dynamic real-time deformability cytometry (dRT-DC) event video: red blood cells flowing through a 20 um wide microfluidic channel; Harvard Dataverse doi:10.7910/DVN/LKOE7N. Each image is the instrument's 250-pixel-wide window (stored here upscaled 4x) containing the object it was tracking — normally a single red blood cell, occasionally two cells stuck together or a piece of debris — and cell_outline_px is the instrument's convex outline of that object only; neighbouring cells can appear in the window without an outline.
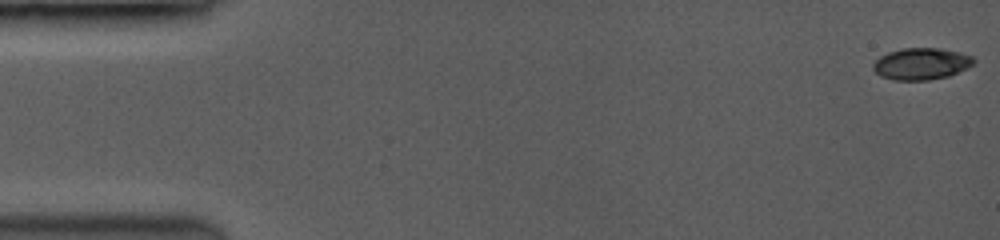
{"species": "common noctule bat (a hibernating species)", "species_latin": "Nyctalus noctula", "temperature_condition": "room temperature", "stored_images_in_passage": 73, "camera_frame_rate_fps": 3500, "um_per_image_px": 0.085, "animal": {"sex": "female", "body_mass_g": 19.0, "forearm_length_mm": 53.3}, "frame": {"image": 1, "passage_image": 1, "time_ms": 0.0, "image_size_px": [1000, 240], "cell_outline_px": [[976, 60], [968, 68], [948, 76], [928, 80], [892, 80], [880, 76], [872, 68], [872, 64], [880, 56], [888, 52], [904, 48], [936, 48], [956, 52], [972, 56]], "centroid_in_image_um": [78.28, 5.43], "position_along_channel_um": 6.7, "area_um2": 18.5}}
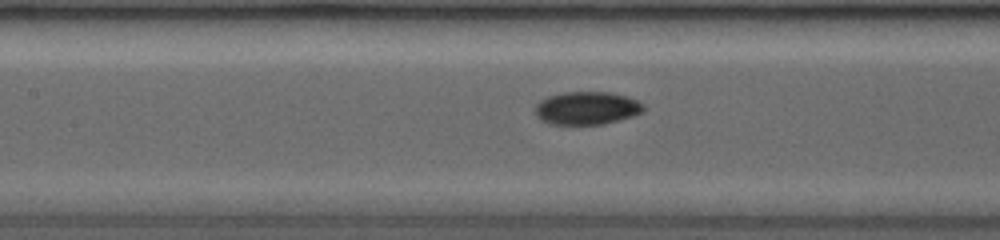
{"frame": {"image": 2, "passage_image": 30, "time_ms": 7.429, "image_size_px": [1000, 240], "cell_outline_px": [[644, 108], [640, 112], [632, 116], [604, 124], [548, 124], [540, 120], [536, 116], [536, 104], [540, 100], [548, 96], [568, 92], [604, 92], [624, 96], [636, 100]], "centroid_in_image_um": [49.81, 9.2], "position_along_channel_um": 157.6, "area_um2": 20.46}}
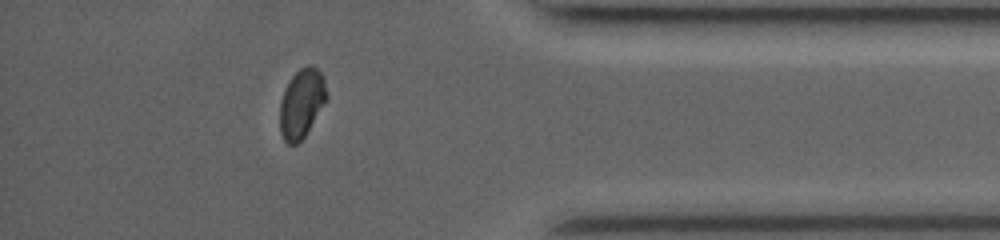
{"frame": {"image": 3, "passage_image": 62, "time_ms": 14.0, "image_size_px": [1000, 240], "cell_outline_px": [[328, 96], [324, 104], [304, 136], [296, 144], [288, 144], [284, 140], [280, 132], [280, 100], [284, 88], [292, 76], [300, 68], [308, 64], [312, 64], [324, 76]], "centroid_in_image_um": [25.63, 8.74], "position_along_channel_um": 409.6, "area_um2": 18.84}, "authors_computed_cell_mechanics": {"area_um2": 19.4208, "velocity_mm_per_s": 4.0541, "shape_relaxation_time_tau1_ms": 7.1272, "shape_relaxation_time_tau2_ms": 1.3175, "deformation_change_tau1": 0.157, "deformation_change_tau2": 0.035}}